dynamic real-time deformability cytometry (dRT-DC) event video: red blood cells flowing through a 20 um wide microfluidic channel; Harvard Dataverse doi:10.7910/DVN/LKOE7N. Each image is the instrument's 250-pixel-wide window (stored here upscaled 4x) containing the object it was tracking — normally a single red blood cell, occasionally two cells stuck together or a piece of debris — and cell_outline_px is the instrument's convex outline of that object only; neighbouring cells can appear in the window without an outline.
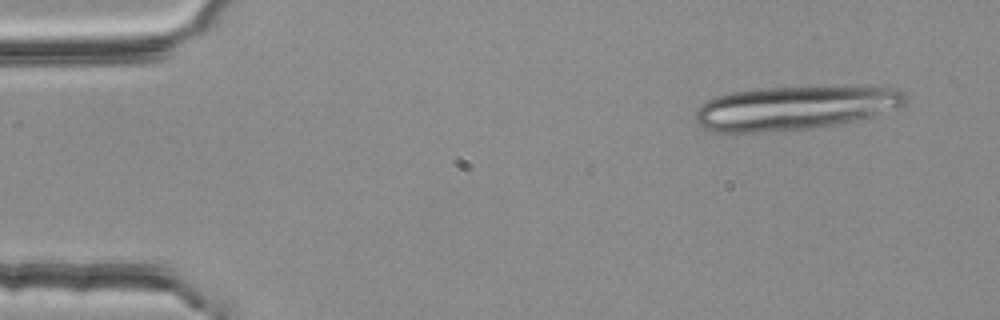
{"species": "common noctule bat (a hibernating species)", "species_latin": "Nyctalus noctula", "temperature_condition": "room temperature", "stored_images_in_passage": 4, "camera_frame_rate_fps": 3000, "um_per_image_px": 0.085, "animal": {"sex": "female", "body_mass_g": 25.1}, "frame": {"image": 1, "passage_image": 1, "time_ms": 0.0, "image_size_px": [1000, 320], "cell_outline_px": [[908, 104], [904, 108], [856, 120], [836, 124], [784, 132], [712, 132], [704, 128], [692, 120], [696, 108], [708, 100], [716, 96], [732, 92], [756, 88], [872, 84], [884, 84], [904, 88], [908, 96]], "centroid_in_image_um": [67.74, 9.12], "position_along_channel_um": 17.3, "area_um2": 56.36}}